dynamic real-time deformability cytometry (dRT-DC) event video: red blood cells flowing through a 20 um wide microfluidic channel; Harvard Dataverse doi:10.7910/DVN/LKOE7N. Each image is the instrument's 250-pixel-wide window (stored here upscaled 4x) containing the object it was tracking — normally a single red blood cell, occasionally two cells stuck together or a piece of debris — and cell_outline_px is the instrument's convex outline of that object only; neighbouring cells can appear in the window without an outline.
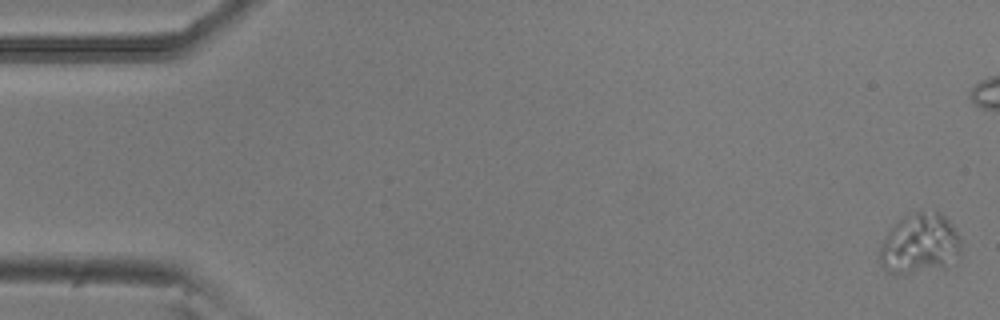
{"species": "common noctule bat (a hibernating species)", "species_latin": "Nyctalus noctula", "temperature_condition": "room temperature", "stored_images_in_passage": 6, "camera_frame_rate_fps": 3000, "um_per_image_px": 0.085, "animal": {"sex": "male", "body_mass_g": 20.5, "forearm_length_mm": 52.5}, "frame": {"image": 1, "passage_image": 1, "time_ms": 0.0, "image_size_px": [1000, 320], "cell_outline_px": [[960, 256], [944, 268], [896, 276], [888, 272], [884, 268], [880, 260], [880, 244], [888, 232], [904, 216], [916, 212], [940, 212], [952, 224], [960, 236]], "centroid_in_image_um": [78.19, 20.77], "position_along_channel_um": 6.8, "area_um2": 28.73}}